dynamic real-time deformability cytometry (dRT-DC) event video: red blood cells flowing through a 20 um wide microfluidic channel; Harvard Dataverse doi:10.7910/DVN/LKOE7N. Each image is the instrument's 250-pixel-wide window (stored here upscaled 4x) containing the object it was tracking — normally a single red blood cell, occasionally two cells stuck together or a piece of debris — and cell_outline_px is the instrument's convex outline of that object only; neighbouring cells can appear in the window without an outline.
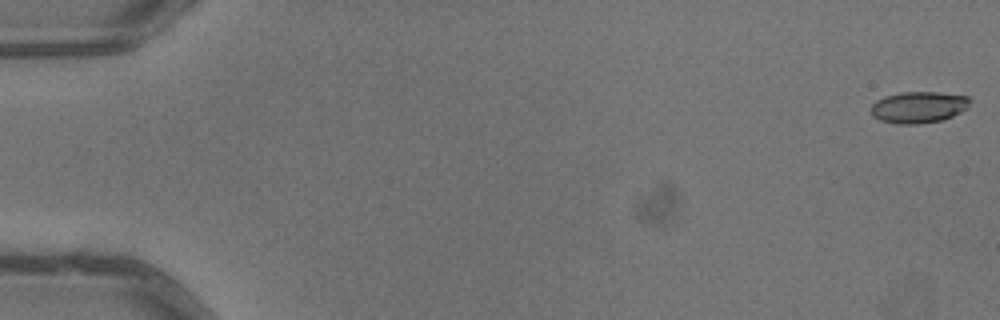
{"species": "common noctule bat (a hibernating species)", "species_latin": "Nyctalus noctula", "temperature_condition": "warm", "stored_images_in_passage": 6, "camera_frame_rate_fps": 3000, "um_per_image_px": 0.085, "animal": {"sex": "male", "body_mass_g": 13.3}, "frame": {"image": 1, "passage_image": 1, "time_ms": 0.0, "image_size_px": [1000, 320], "cell_outline_px": [[972, 100], [968, 108], [952, 116], [940, 120], [920, 124], [900, 124], [880, 120], [872, 116], [872, 104], [876, 100], [884, 96], [900, 92], [940, 92], [968, 96]], "centroid_in_image_um": [78.1, 9.1], "position_along_channel_um": 6.9, "area_um2": 18.26}}
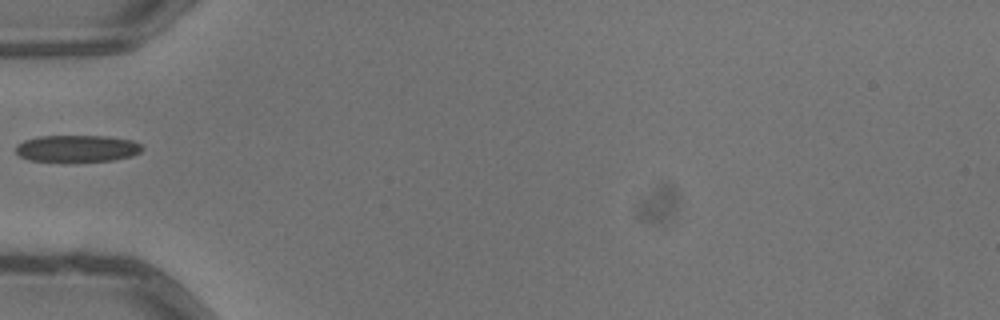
{"frame": {"image": 2, "passage_image": 5, "time_ms": 1.333, "image_size_px": [1000, 320], "cell_outline_px": [[144, 148], [140, 152], [132, 156], [112, 160], [28, 160], [20, 156], [16, 152], [16, 144], [24, 140], [40, 136], [108, 136], [132, 140], [140, 144]], "centroid_in_image_um": [6.57, 12.59], "position_along_channel_um": 78.4, "area_um2": 19.42}}
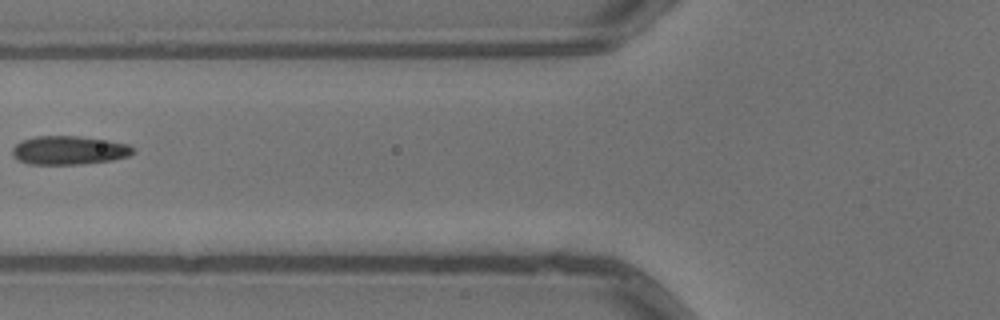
{"frame": {"image": 3, "passage_image": 6, "time_ms": 1.667, "image_size_px": [1000, 320], "cell_outline_px": [[136, 152], [128, 156], [112, 160], [84, 164], [28, 164], [12, 156], [12, 148], [20, 140], [36, 136], [80, 136], [108, 140], [128, 144], [136, 148]], "centroid_in_image_um": [5.89, 12.77], "position_along_channel_um": 119.9, "area_um2": 20.4}}